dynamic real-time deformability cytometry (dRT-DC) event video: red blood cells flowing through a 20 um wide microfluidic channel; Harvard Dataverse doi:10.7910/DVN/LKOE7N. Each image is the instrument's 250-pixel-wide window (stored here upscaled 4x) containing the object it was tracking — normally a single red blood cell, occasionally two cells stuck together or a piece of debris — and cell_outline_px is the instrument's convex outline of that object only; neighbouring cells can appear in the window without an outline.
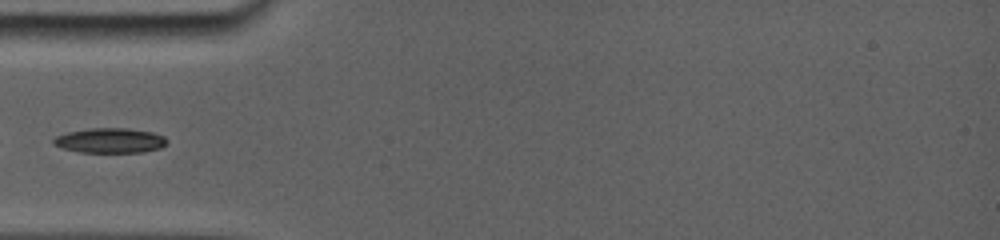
{"species": "common noctule bat (a hibernating species)", "species_latin": "Nyctalus noctula", "temperature_condition": "room temperature", "stored_images_in_passage": 22, "camera_frame_rate_fps": 5000, "um_per_image_px": 0.085, "animal": {"sex": "female", "body_mass_g": 19.0, "forearm_length_mm": 56.7}, "frame": {"image": 1, "passage_image": 1, "time_ms": 0.0, "image_size_px": [1000, 240], "cell_outline_px": [[164, 144], [160, 148], [144, 152], [80, 152], [64, 148], [56, 144], [52, 140], [56, 136], [68, 132], [96, 128], [120, 128], [148, 132], [164, 136]], "centroid_in_image_um": [9.33, 11.95], "position_along_channel_um": 75.7, "area_um2": 15.84}}
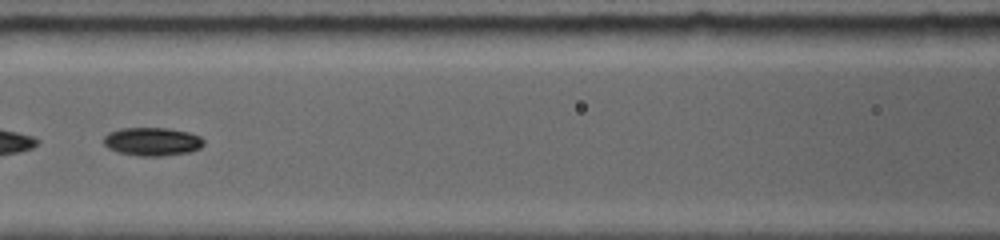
{"frame": {"image": 2, "passage_image": 4, "time_ms": 2.0, "image_size_px": [1000, 240], "cell_outline_px": [[204, 144], [200, 148], [188, 152], [160, 156], [140, 156], [120, 152], [108, 148], [104, 144], [104, 136], [112, 132], [124, 128], [164, 128], [188, 132], [200, 136], [204, 140]], "centroid_in_image_um": [12.97, 12.04], "position_along_channel_um": 153.6, "area_um2": 16.24}}
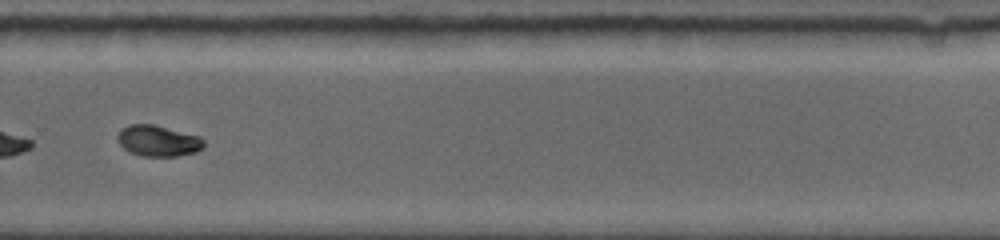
{"frame": {"image": 3, "passage_image": 16, "time_ms": 6.2, "image_size_px": [1000, 240], "cell_outline_px": [[204, 148], [196, 152], [176, 156], [140, 156], [128, 152], [116, 140], [116, 136], [120, 128], [128, 124], [152, 124], [200, 136], [204, 140]], "centroid_in_image_um": [13.4, 11.97], "position_along_channel_um": 316.4, "area_um2": 15.84}}